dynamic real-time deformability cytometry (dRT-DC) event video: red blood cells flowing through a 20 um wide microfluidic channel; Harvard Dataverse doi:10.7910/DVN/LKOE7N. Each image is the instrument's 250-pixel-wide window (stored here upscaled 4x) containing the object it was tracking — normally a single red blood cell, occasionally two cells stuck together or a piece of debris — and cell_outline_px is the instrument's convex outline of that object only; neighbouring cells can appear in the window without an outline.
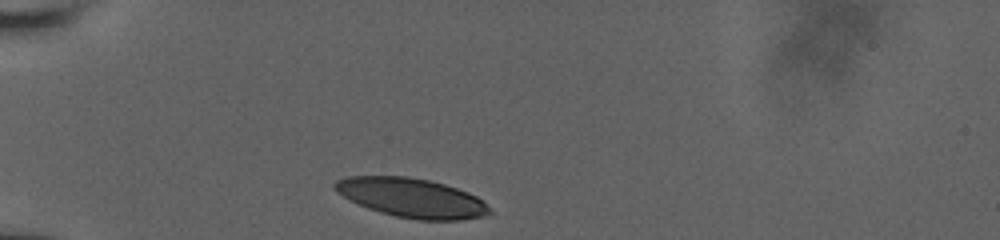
{"species": "human", "species_latin": "Homo sapiens", "temperature_condition": "room temperature", "stored_images_in_passage": 8, "camera_frame_rate_fps": 3000, "um_per_image_px": 0.085, "donor": {"sex": "male"}, "frame": {"image": 1, "passage_image": 1, "time_ms": 0.0, "image_size_px": [1000, 240], "cell_outline_px": [[492, 212], [484, 216], [460, 220], [416, 220], [396, 216], [380, 212], [368, 208], [336, 192], [332, 188], [332, 184], [336, 180], [344, 176], [408, 176], [428, 180], [444, 184], [468, 192], [476, 196]], "centroid_in_image_um": [34.95, 16.8], "position_along_channel_um": 50.1, "area_um2": 35.2}}
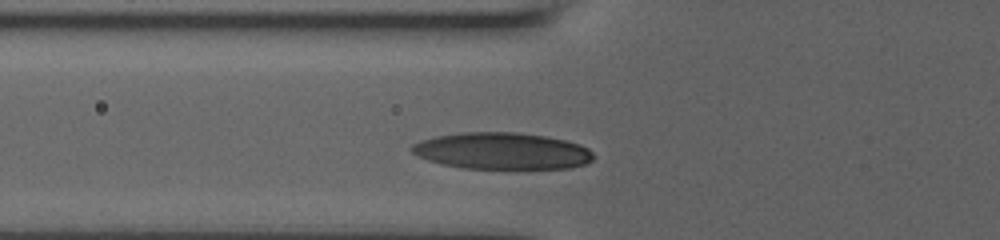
{"frame": {"image": 2, "passage_image": 6, "time_ms": 1.667, "image_size_px": [1000, 240], "cell_outline_px": [[592, 160], [584, 164], [572, 168], [464, 168], [440, 164], [416, 156], [412, 152], [412, 144], [420, 140], [436, 136], [460, 132], [516, 132], [548, 136], [580, 144], [588, 148], [592, 152]], "centroid_in_image_um": [42.65, 12.82], "position_along_channel_um": 83.2, "area_um2": 38.9}}